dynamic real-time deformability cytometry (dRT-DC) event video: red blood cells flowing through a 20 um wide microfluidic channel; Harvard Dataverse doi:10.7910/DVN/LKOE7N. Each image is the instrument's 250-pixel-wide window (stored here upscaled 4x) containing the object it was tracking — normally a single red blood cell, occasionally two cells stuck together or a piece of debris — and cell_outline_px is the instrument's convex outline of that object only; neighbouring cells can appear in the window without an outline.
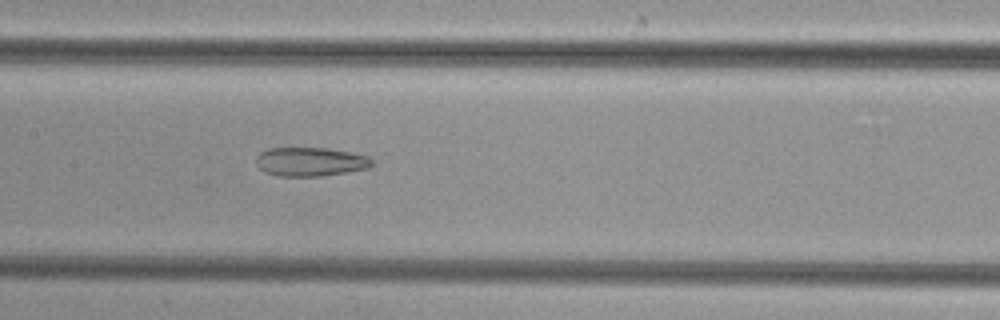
{"species": "common noctule bat (a hibernating species)", "species_latin": "Nyctalus noctula", "temperature_condition": "cold", "stored_images_in_passage": 43, "camera_frame_rate_fps": 3000, "um_per_image_px": 0.085, "animal": {"sex": "female", "body_mass_g": 29.2, "forearm_length_mm": 56.3}, "frame": {"image": 1, "passage_image": 24, "time_ms": 7.667, "image_size_px": [1000, 320], "cell_outline_px": [[372, 164], [368, 168], [320, 176], [276, 176], [264, 172], [256, 164], [256, 156], [260, 152], [268, 148], [328, 148], [352, 152], [368, 156], [372, 160]], "centroid_in_image_um": [26.35, 13.74], "position_along_channel_um": 181.1, "area_um2": 19.54}}
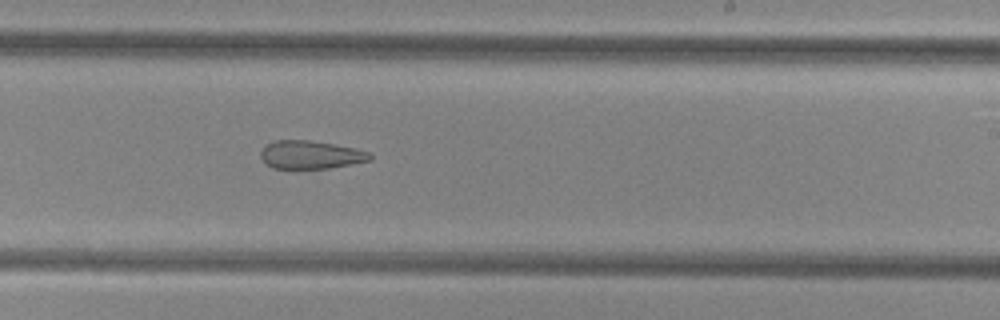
{"frame": {"image": 2, "passage_image": 30, "time_ms": 9.667, "image_size_px": [1000, 320], "cell_outline_px": [[372, 160], [328, 168], [296, 172], [292, 172], [272, 168], [260, 156], [260, 152], [268, 144], [276, 140], [308, 140], [332, 144], [352, 148], [368, 152], [372, 156]], "centroid_in_image_um": [26.35, 13.21], "position_along_channel_um": 262.7, "area_um2": 18.38}}
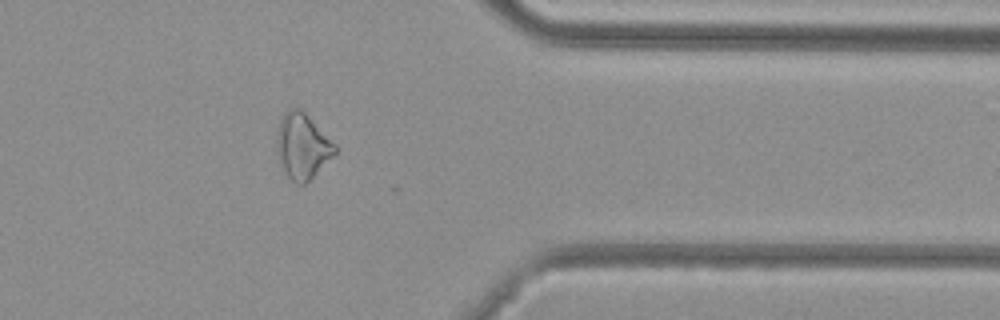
{"frame": {"image": 3, "passage_image": 40, "time_ms": 13.0, "image_size_px": [1000, 320], "cell_outline_px": [[336, 152], [304, 184], [296, 184], [280, 168], [276, 144], [276, 140], [280, 120], [284, 112], [292, 108], [300, 108], [336, 144]], "centroid_in_image_um": [25.67, 12.41], "position_along_channel_um": 385.7, "area_um2": 21.85}}